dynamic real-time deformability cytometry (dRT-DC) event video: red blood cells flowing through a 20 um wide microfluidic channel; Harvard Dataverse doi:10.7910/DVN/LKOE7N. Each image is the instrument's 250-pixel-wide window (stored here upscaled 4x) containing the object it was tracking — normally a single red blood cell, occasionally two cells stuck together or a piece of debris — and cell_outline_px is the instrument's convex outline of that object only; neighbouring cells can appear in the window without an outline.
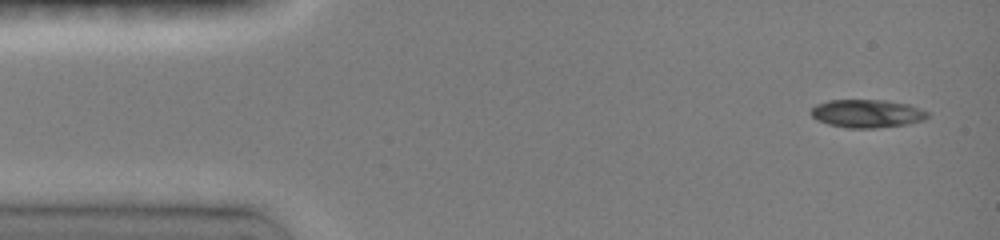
{"species": "common noctule bat (a hibernating species)", "species_latin": "Nyctalus noctula", "temperature_condition": "room temperature", "stored_images_in_passage": 37, "camera_frame_rate_fps": 3000, "um_per_image_px": 0.085, "animal": {"sex": "female", "body_mass_g": 19.0, "forearm_length_mm": 51.5}, "frame": {"image": 1, "passage_image": 1, "time_ms": 0.0, "image_size_px": [1000, 240], "cell_outline_px": [[928, 116], [924, 120], [908, 124], [872, 128], [848, 128], [828, 124], [816, 120], [808, 112], [816, 104], [828, 100], [884, 100], [908, 104], [920, 108], [928, 112]], "centroid_in_image_um": [73.67, 9.65], "position_along_channel_um": 11.3, "area_um2": 19.19}}
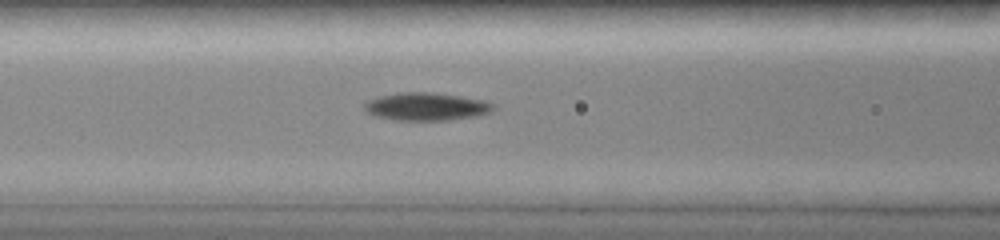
{"frame": {"image": 2, "passage_image": 16, "time_ms": 5.333, "image_size_px": [1000, 240], "cell_outline_px": [[496, 108], [492, 112], [476, 116], [448, 120], [396, 120], [372, 116], [364, 112], [364, 104], [368, 100], [376, 96], [400, 92], [432, 92], [460, 96], [484, 100], [496, 104]], "centroid_in_image_um": [36.22, 9.06], "position_along_channel_um": 130.4, "area_um2": 21.33}}
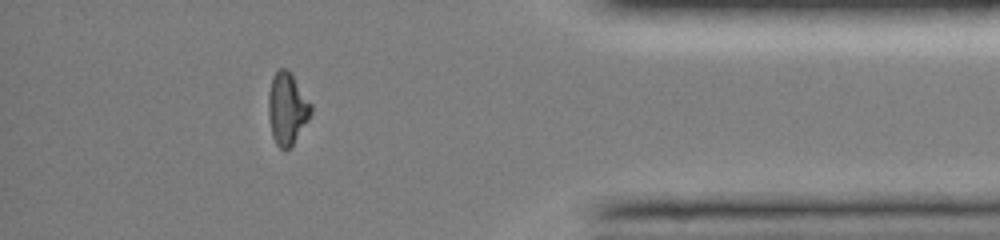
{"frame": {"image": 3, "passage_image": 33, "time_ms": 12.667, "image_size_px": [1000, 240], "cell_outline_px": [[312, 112], [308, 120], [292, 144], [284, 152], [276, 144], [272, 136], [268, 116], [268, 92], [272, 76], [280, 68], [288, 68], [312, 104]], "centroid_in_image_um": [24.39, 9.21], "position_along_channel_um": 410.8, "area_um2": 17.98}, "authors_computed_cell_mechanics": {"area_um2": 19.1318, "velocity_mm_per_s": 4.1177, "shape_relaxation_time_tau1_ms": null, "shape_relaxation_time_tau2_ms": 5.1165, "deformation_change_tau1": null, "deformation_change_tau2": 0.1004}}